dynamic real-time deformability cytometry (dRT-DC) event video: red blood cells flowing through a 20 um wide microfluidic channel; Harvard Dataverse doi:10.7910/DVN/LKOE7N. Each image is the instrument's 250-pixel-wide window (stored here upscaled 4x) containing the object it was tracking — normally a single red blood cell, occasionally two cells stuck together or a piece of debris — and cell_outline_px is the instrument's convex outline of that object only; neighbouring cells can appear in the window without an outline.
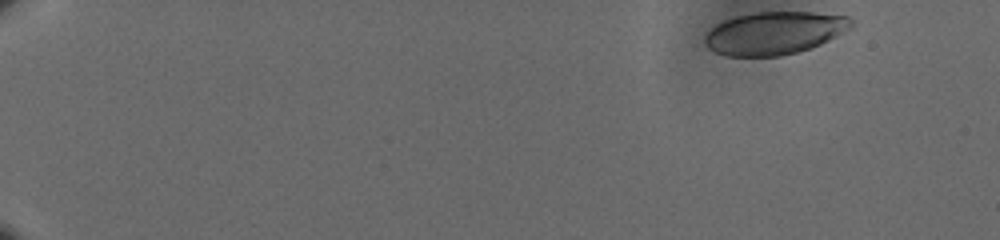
{"species": "human", "species_latin": "Homo sapiens", "temperature_condition": "cold", "stored_images_in_passage": 50, "camera_frame_rate_fps": 3000, "um_per_image_px": 0.085, "donor": {"sex": "male"}, "frame": {"image": 1, "passage_image": 1, "time_ms": 0.0, "image_size_px": [1000, 240], "cell_outline_px": [[852, 24], [848, 28], [836, 36], [820, 44], [796, 52], [780, 56], [724, 56], [708, 48], [704, 44], [704, 36], [716, 24], [724, 20], [736, 16], [752, 12], [812, 12], [848, 16], [852, 20]], "centroid_in_image_um": [65.77, 2.8], "position_along_channel_um": 19.2, "area_um2": 36.3}}
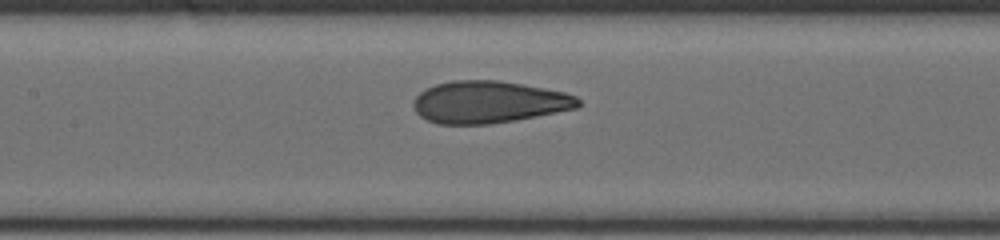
{"frame": {"image": 2, "passage_image": 27, "time_ms": 8.667, "image_size_px": [1000, 240], "cell_outline_px": [[580, 104], [576, 108], [516, 120], [492, 124], [436, 124], [420, 116], [416, 112], [412, 104], [412, 100], [424, 88], [436, 84], [452, 80], [496, 80], [544, 88], [564, 92], [576, 96], [580, 100]], "centroid_in_image_um": [41.5, 8.68], "position_along_channel_um": 165.9, "area_um2": 40.46}}
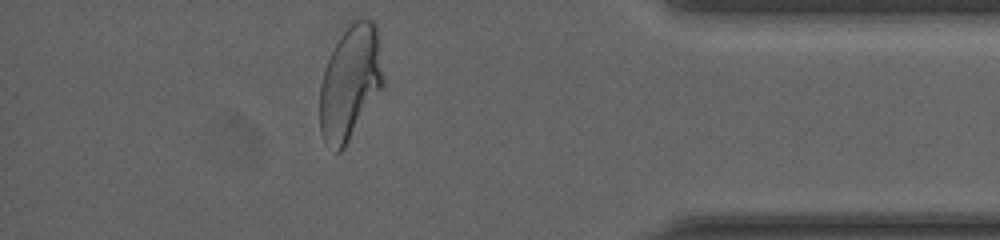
{"frame": {"image": 3, "passage_image": 49, "time_ms": 16.0, "image_size_px": [1000, 240], "cell_outline_px": [[384, 88], [344, 148], [340, 152], [336, 152], [324, 144], [320, 132], [320, 84], [324, 68], [340, 36], [356, 20], [372, 20], [376, 24], [384, 80]], "centroid_in_image_um": [29.77, 7.11], "position_along_channel_um": 405.4, "area_um2": 42.25}, "authors_computed_cell_mechanics": {"area_um2": 39.9398, "velocity_mm_per_s": 3.6059, "shape_relaxation_time_tau1_ms": 6.2351, "shape_relaxation_time_tau2_ms": 0.7886, "deformation_change_tau1": 0.1768, "deformation_change_tau2": 0.0662}}